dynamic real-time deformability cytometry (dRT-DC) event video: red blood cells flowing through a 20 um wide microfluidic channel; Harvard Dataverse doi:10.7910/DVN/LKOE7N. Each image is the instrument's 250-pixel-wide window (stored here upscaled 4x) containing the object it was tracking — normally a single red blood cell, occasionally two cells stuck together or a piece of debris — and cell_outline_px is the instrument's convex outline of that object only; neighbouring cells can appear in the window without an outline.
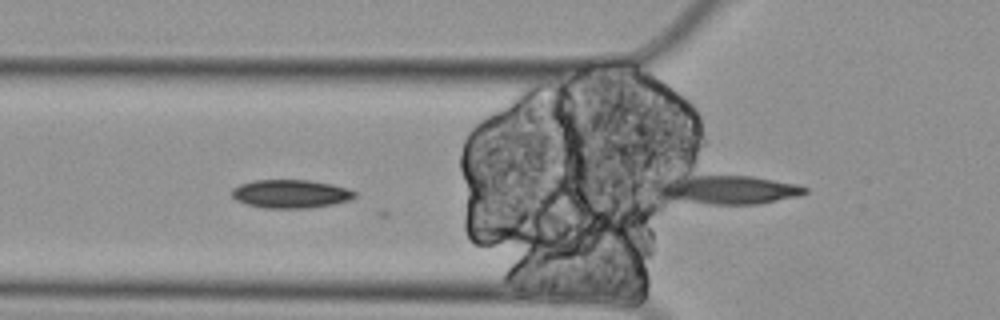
{"species": "Egyptian fruit bat (a non-hibernating species)", "species_latin": "Rousettus aegyptiacus", "temperature_condition": "cold", "stored_images_in_passage": 10, "camera_frame_rate_fps": 3000, "um_per_image_px": 0.085, "animal": {"sex": "female"}, "frame": {"image": 1, "passage_image": 4, "time_ms": 1.0, "image_size_px": [1000, 320], "cell_outline_px": [[356, 196], [348, 200], [332, 204], [308, 208], [264, 208], [248, 204], [236, 200], [232, 196], [232, 188], [240, 184], [252, 180], [308, 180], [332, 184], [348, 188], [356, 192]], "centroid_in_image_um": [24.7, 16.47], "position_along_channel_um": 101.1, "area_um2": 20.29}}
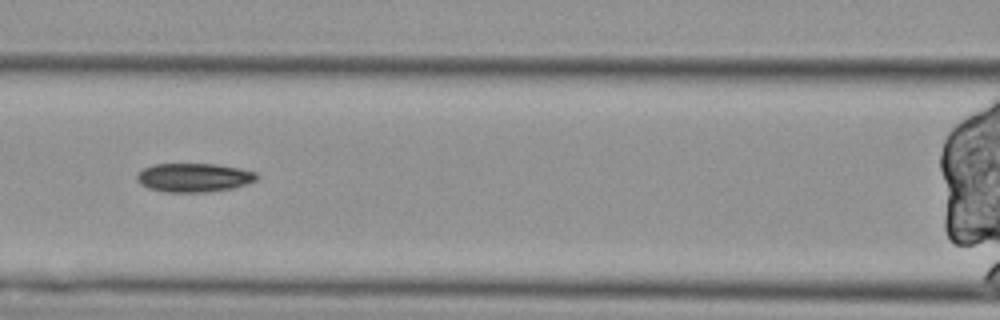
{"frame": {"image": 2, "passage_image": 6, "time_ms": 1.667, "image_size_px": [1000, 320], "cell_outline_px": [[256, 180], [248, 184], [232, 188], [208, 192], [164, 192], [148, 188], [140, 184], [136, 180], [136, 176], [144, 168], [152, 164], [216, 164], [240, 168], [256, 172]], "centroid_in_image_um": [16.47, 15.09], "position_along_channel_um": 150.1, "area_um2": 20.17}}
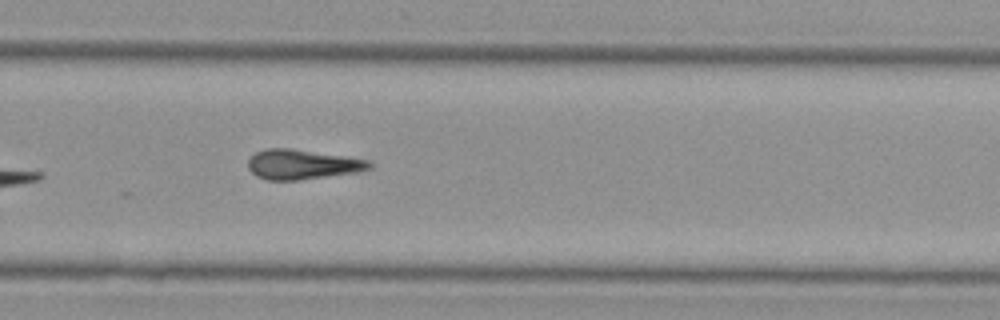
{"frame": {"image": 3, "passage_image": 10, "time_ms": 3.0, "image_size_px": [1000, 320], "cell_outline_px": [[372, 168], [360, 172], [296, 180], [268, 180], [256, 176], [248, 168], [248, 160], [256, 152], [264, 148], [292, 148], [372, 160]], "centroid_in_image_um": [25.73, 13.97], "position_along_channel_um": 304.1, "area_um2": 21.27}}